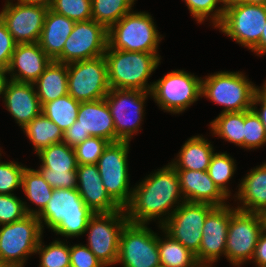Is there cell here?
Instances as JSON below:
<instances>
[{
  "mask_svg": "<svg viewBox=\"0 0 266 267\" xmlns=\"http://www.w3.org/2000/svg\"><path fill=\"white\" fill-rule=\"evenodd\" d=\"M234 159L227 153H214L207 172L215 185L227 196L230 190L226 183L232 178L235 172Z\"/></svg>",
  "mask_w": 266,
  "mask_h": 267,
  "instance_id": "35",
  "label": "cell"
},
{
  "mask_svg": "<svg viewBox=\"0 0 266 267\" xmlns=\"http://www.w3.org/2000/svg\"><path fill=\"white\" fill-rule=\"evenodd\" d=\"M151 92L110 89L105 100L110 109L115 126V142L130 141L137 133L143 115V106Z\"/></svg>",
  "mask_w": 266,
  "mask_h": 267,
  "instance_id": "15",
  "label": "cell"
},
{
  "mask_svg": "<svg viewBox=\"0 0 266 267\" xmlns=\"http://www.w3.org/2000/svg\"><path fill=\"white\" fill-rule=\"evenodd\" d=\"M262 89L260 90V88H258L255 92L251 109L257 114V116L261 120L266 132V82ZM258 103L262 105L260 110H258L256 107Z\"/></svg>",
  "mask_w": 266,
  "mask_h": 267,
  "instance_id": "47",
  "label": "cell"
},
{
  "mask_svg": "<svg viewBox=\"0 0 266 267\" xmlns=\"http://www.w3.org/2000/svg\"><path fill=\"white\" fill-rule=\"evenodd\" d=\"M252 259L258 267H266V228L259 236Z\"/></svg>",
  "mask_w": 266,
  "mask_h": 267,
  "instance_id": "48",
  "label": "cell"
},
{
  "mask_svg": "<svg viewBox=\"0 0 266 267\" xmlns=\"http://www.w3.org/2000/svg\"><path fill=\"white\" fill-rule=\"evenodd\" d=\"M22 129L34 145L36 153L52 144L63 142V130L43 113Z\"/></svg>",
  "mask_w": 266,
  "mask_h": 267,
  "instance_id": "28",
  "label": "cell"
},
{
  "mask_svg": "<svg viewBox=\"0 0 266 267\" xmlns=\"http://www.w3.org/2000/svg\"><path fill=\"white\" fill-rule=\"evenodd\" d=\"M76 176V189L94 213H111L122 209L104 188L97 164L78 165Z\"/></svg>",
  "mask_w": 266,
  "mask_h": 267,
  "instance_id": "19",
  "label": "cell"
},
{
  "mask_svg": "<svg viewBox=\"0 0 266 267\" xmlns=\"http://www.w3.org/2000/svg\"><path fill=\"white\" fill-rule=\"evenodd\" d=\"M5 4L0 18L14 41L17 44L38 42L49 6L19 2L13 4L8 0Z\"/></svg>",
  "mask_w": 266,
  "mask_h": 267,
  "instance_id": "17",
  "label": "cell"
},
{
  "mask_svg": "<svg viewBox=\"0 0 266 267\" xmlns=\"http://www.w3.org/2000/svg\"><path fill=\"white\" fill-rule=\"evenodd\" d=\"M183 201L225 206L228 198L213 182L207 171L176 170ZM225 199V200H224Z\"/></svg>",
  "mask_w": 266,
  "mask_h": 267,
  "instance_id": "21",
  "label": "cell"
},
{
  "mask_svg": "<svg viewBox=\"0 0 266 267\" xmlns=\"http://www.w3.org/2000/svg\"><path fill=\"white\" fill-rule=\"evenodd\" d=\"M95 213L86 206L78 190L53 189L45 208L37 214L41 228L43 221L53 232L62 236L77 237L85 234L90 218Z\"/></svg>",
  "mask_w": 266,
  "mask_h": 267,
  "instance_id": "2",
  "label": "cell"
},
{
  "mask_svg": "<svg viewBox=\"0 0 266 267\" xmlns=\"http://www.w3.org/2000/svg\"><path fill=\"white\" fill-rule=\"evenodd\" d=\"M22 4H39L44 6H50L52 0H17Z\"/></svg>",
  "mask_w": 266,
  "mask_h": 267,
  "instance_id": "51",
  "label": "cell"
},
{
  "mask_svg": "<svg viewBox=\"0 0 266 267\" xmlns=\"http://www.w3.org/2000/svg\"><path fill=\"white\" fill-rule=\"evenodd\" d=\"M22 189L27 198L39 209L40 213L52 197L53 188L45 181L41 174L30 168H25L22 175Z\"/></svg>",
  "mask_w": 266,
  "mask_h": 267,
  "instance_id": "33",
  "label": "cell"
},
{
  "mask_svg": "<svg viewBox=\"0 0 266 267\" xmlns=\"http://www.w3.org/2000/svg\"><path fill=\"white\" fill-rule=\"evenodd\" d=\"M74 25L73 20L48 9L38 44L52 61L62 54Z\"/></svg>",
  "mask_w": 266,
  "mask_h": 267,
  "instance_id": "24",
  "label": "cell"
},
{
  "mask_svg": "<svg viewBox=\"0 0 266 267\" xmlns=\"http://www.w3.org/2000/svg\"><path fill=\"white\" fill-rule=\"evenodd\" d=\"M108 46V29L96 21L75 22L62 54L55 60L71 63L103 56Z\"/></svg>",
  "mask_w": 266,
  "mask_h": 267,
  "instance_id": "16",
  "label": "cell"
},
{
  "mask_svg": "<svg viewBox=\"0 0 266 267\" xmlns=\"http://www.w3.org/2000/svg\"><path fill=\"white\" fill-rule=\"evenodd\" d=\"M257 55H263L266 53V24L262 31L259 45L253 50Z\"/></svg>",
  "mask_w": 266,
  "mask_h": 267,
  "instance_id": "49",
  "label": "cell"
},
{
  "mask_svg": "<svg viewBox=\"0 0 266 267\" xmlns=\"http://www.w3.org/2000/svg\"><path fill=\"white\" fill-rule=\"evenodd\" d=\"M67 87L68 94L80 102L105 98L110 86L104 55L68 63Z\"/></svg>",
  "mask_w": 266,
  "mask_h": 267,
  "instance_id": "10",
  "label": "cell"
},
{
  "mask_svg": "<svg viewBox=\"0 0 266 267\" xmlns=\"http://www.w3.org/2000/svg\"><path fill=\"white\" fill-rule=\"evenodd\" d=\"M128 223L125 209L111 213H95L89 220L88 245L93 254L106 267L116 264L121 231Z\"/></svg>",
  "mask_w": 266,
  "mask_h": 267,
  "instance_id": "12",
  "label": "cell"
},
{
  "mask_svg": "<svg viewBox=\"0 0 266 267\" xmlns=\"http://www.w3.org/2000/svg\"><path fill=\"white\" fill-rule=\"evenodd\" d=\"M6 73H8V69L0 66V95L2 94V96L5 92L7 83L9 82V80L6 79Z\"/></svg>",
  "mask_w": 266,
  "mask_h": 267,
  "instance_id": "50",
  "label": "cell"
},
{
  "mask_svg": "<svg viewBox=\"0 0 266 267\" xmlns=\"http://www.w3.org/2000/svg\"><path fill=\"white\" fill-rule=\"evenodd\" d=\"M89 137L90 135L84 134L83 130L77 125V121L63 132V142L73 148Z\"/></svg>",
  "mask_w": 266,
  "mask_h": 267,
  "instance_id": "46",
  "label": "cell"
},
{
  "mask_svg": "<svg viewBox=\"0 0 266 267\" xmlns=\"http://www.w3.org/2000/svg\"><path fill=\"white\" fill-rule=\"evenodd\" d=\"M258 87L239 72L221 71L202 79L201 96L223 105L225 112L251 110Z\"/></svg>",
  "mask_w": 266,
  "mask_h": 267,
  "instance_id": "5",
  "label": "cell"
},
{
  "mask_svg": "<svg viewBox=\"0 0 266 267\" xmlns=\"http://www.w3.org/2000/svg\"><path fill=\"white\" fill-rule=\"evenodd\" d=\"M37 171L53 189L77 188L76 171L51 172L48 168H40Z\"/></svg>",
  "mask_w": 266,
  "mask_h": 267,
  "instance_id": "43",
  "label": "cell"
},
{
  "mask_svg": "<svg viewBox=\"0 0 266 267\" xmlns=\"http://www.w3.org/2000/svg\"><path fill=\"white\" fill-rule=\"evenodd\" d=\"M235 210L236 208L225 205L215 207L207 215L202 227L200 248L195 254L201 267H210L222 254L225 255L230 216Z\"/></svg>",
  "mask_w": 266,
  "mask_h": 267,
  "instance_id": "18",
  "label": "cell"
},
{
  "mask_svg": "<svg viewBox=\"0 0 266 267\" xmlns=\"http://www.w3.org/2000/svg\"><path fill=\"white\" fill-rule=\"evenodd\" d=\"M265 24L266 5L236 0L226 4L223 19L217 28L253 52L259 45Z\"/></svg>",
  "mask_w": 266,
  "mask_h": 267,
  "instance_id": "6",
  "label": "cell"
},
{
  "mask_svg": "<svg viewBox=\"0 0 266 267\" xmlns=\"http://www.w3.org/2000/svg\"><path fill=\"white\" fill-rule=\"evenodd\" d=\"M129 141L111 142L97 162L99 174L109 196L125 208L131 200L127 156Z\"/></svg>",
  "mask_w": 266,
  "mask_h": 267,
  "instance_id": "11",
  "label": "cell"
},
{
  "mask_svg": "<svg viewBox=\"0 0 266 267\" xmlns=\"http://www.w3.org/2000/svg\"><path fill=\"white\" fill-rule=\"evenodd\" d=\"M92 20L109 29L132 9L135 0H91Z\"/></svg>",
  "mask_w": 266,
  "mask_h": 267,
  "instance_id": "34",
  "label": "cell"
},
{
  "mask_svg": "<svg viewBox=\"0 0 266 267\" xmlns=\"http://www.w3.org/2000/svg\"><path fill=\"white\" fill-rule=\"evenodd\" d=\"M151 96L162 110L180 113L201 97L202 79L175 70L152 83Z\"/></svg>",
  "mask_w": 266,
  "mask_h": 267,
  "instance_id": "9",
  "label": "cell"
},
{
  "mask_svg": "<svg viewBox=\"0 0 266 267\" xmlns=\"http://www.w3.org/2000/svg\"><path fill=\"white\" fill-rule=\"evenodd\" d=\"M0 267H23V266H17V265H1Z\"/></svg>",
  "mask_w": 266,
  "mask_h": 267,
  "instance_id": "53",
  "label": "cell"
},
{
  "mask_svg": "<svg viewBox=\"0 0 266 267\" xmlns=\"http://www.w3.org/2000/svg\"><path fill=\"white\" fill-rule=\"evenodd\" d=\"M212 144L201 136H193L184 143L171 165L176 170L207 171L214 154Z\"/></svg>",
  "mask_w": 266,
  "mask_h": 267,
  "instance_id": "27",
  "label": "cell"
},
{
  "mask_svg": "<svg viewBox=\"0 0 266 267\" xmlns=\"http://www.w3.org/2000/svg\"><path fill=\"white\" fill-rule=\"evenodd\" d=\"M68 64L52 61L39 78L36 85L41 106L68 94Z\"/></svg>",
  "mask_w": 266,
  "mask_h": 267,
  "instance_id": "26",
  "label": "cell"
},
{
  "mask_svg": "<svg viewBox=\"0 0 266 267\" xmlns=\"http://www.w3.org/2000/svg\"><path fill=\"white\" fill-rule=\"evenodd\" d=\"M245 111L225 112L210 123L213 134L244 147Z\"/></svg>",
  "mask_w": 266,
  "mask_h": 267,
  "instance_id": "31",
  "label": "cell"
},
{
  "mask_svg": "<svg viewBox=\"0 0 266 267\" xmlns=\"http://www.w3.org/2000/svg\"><path fill=\"white\" fill-rule=\"evenodd\" d=\"M239 186L235 197L243 206L236 209L266 216V163L251 169Z\"/></svg>",
  "mask_w": 266,
  "mask_h": 267,
  "instance_id": "25",
  "label": "cell"
},
{
  "mask_svg": "<svg viewBox=\"0 0 266 267\" xmlns=\"http://www.w3.org/2000/svg\"><path fill=\"white\" fill-rule=\"evenodd\" d=\"M224 1H225V3L227 4V3H229V2L236 1V0H224Z\"/></svg>",
  "mask_w": 266,
  "mask_h": 267,
  "instance_id": "54",
  "label": "cell"
},
{
  "mask_svg": "<svg viewBox=\"0 0 266 267\" xmlns=\"http://www.w3.org/2000/svg\"><path fill=\"white\" fill-rule=\"evenodd\" d=\"M164 241L158 236L160 265L165 267H201L189 249L166 232Z\"/></svg>",
  "mask_w": 266,
  "mask_h": 267,
  "instance_id": "30",
  "label": "cell"
},
{
  "mask_svg": "<svg viewBox=\"0 0 266 267\" xmlns=\"http://www.w3.org/2000/svg\"><path fill=\"white\" fill-rule=\"evenodd\" d=\"M37 155L42 161L40 168H48L51 172L76 171L78 167L74 148L64 142L52 144Z\"/></svg>",
  "mask_w": 266,
  "mask_h": 267,
  "instance_id": "29",
  "label": "cell"
},
{
  "mask_svg": "<svg viewBox=\"0 0 266 267\" xmlns=\"http://www.w3.org/2000/svg\"><path fill=\"white\" fill-rule=\"evenodd\" d=\"M80 103L67 94L45 103L42 106V113L64 132L76 121Z\"/></svg>",
  "mask_w": 266,
  "mask_h": 267,
  "instance_id": "32",
  "label": "cell"
},
{
  "mask_svg": "<svg viewBox=\"0 0 266 267\" xmlns=\"http://www.w3.org/2000/svg\"><path fill=\"white\" fill-rule=\"evenodd\" d=\"M104 57L110 89L151 91L153 84L147 85V80L160 63L157 53L124 51L107 46Z\"/></svg>",
  "mask_w": 266,
  "mask_h": 267,
  "instance_id": "3",
  "label": "cell"
},
{
  "mask_svg": "<svg viewBox=\"0 0 266 267\" xmlns=\"http://www.w3.org/2000/svg\"><path fill=\"white\" fill-rule=\"evenodd\" d=\"M3 96L7 110L21 128L42 113V106L33 83L9 80Z\"/></svg>",
  "mask_w": 266,
  "mask_h": 267,
  "instance_id": "22",
  "label": "cell"
},
{
  "mask_svg": "<svg viewBox=\"0 0 266 267\" xmlns=\"http://www.w3.org/2000/svg\"><path fill=\"white\" fill-rule=\"evenodd\" d=\"M42 228L37 215L3 224L0 228V264L24 266L26 257L36 253L42 239Z\"/></svg>",
  "mask_w": 266,
  "mask_h": 267,
  "instance_id": "7",
  "label": "cell"
},
{
  "mask_svg": "<svg viewBox=\"0 0 266 267\" xmlns=\"http://www.w3.org/2000/svg\"><path fill=\"white\" fill-rule=\"evenodd\" d=\"M266 228V216L236 209L230 216L225 256L235 266L252 260L260 234Z\"/></svg>",
  "mask_w": 266,
  "mask_h": 267,
  "instance_id": "8",
  "label": "cell"
},
{
  "mask_svg": "<svg viewBox=\"0 0 266 267\" xmlns=\"http://www.w3.org/2000/svg\"><path fill=\"white\" fill-rule=\"evenodd\" d=\"M28 214L36 215V210L29 209L14 194H0V226L21 220Z\"/></svg>",
  "mask_w": 266,
  "mask_h": 267,
  "instance_id": "38",
  "label": "cell"
},
{
  "mask_svg": "<svg viewBox=\"0 0 266 267\" xmlns=\"http://www.w3.org/2000/svg\"><path fill=\"white\" fill-rule=\"evenodd\" d=\"M70 267H105L103 263L84 245L70 247Z\"/></svg>",
  "mask_w": 266,
  "mask_h": 267,
  "instance_id": "44",
  "label": "cell"
},
{
  "mask_svg": "<svg viewBox=\"0 0 266 267\" xmlns=\"http://www.w3.org/2000/svg\"><path fill=\"white\" fill-rule=\"evenodd\" d=\"M265 143L266 132L261 120L252 109L245 111L244 148L254 149Z\"/></svg>",
  "mask_w": 266,
  "mask_h": 267,
  "instance_id": "41",
  "label": "cell"
},
{
  "mask_svg": "<svg viewBox=\"0 0 266 267\" xmlns=\"http://www.w3.org/2000/svg\"><path fill=\"white\" fill-rule=\"evenodd\" d=\"M181 195L176 169L169 164L133 188L130 203L124 208L128 222L148 224L151 219L168 214L165 219H160L159 226H162L172 214L170 208L179 203Z\"/></svg>",
  "mask_w": 266,
  "mask_h": 267,
  "instance_id": "1",
  "label": "cell"
},
{
  "mask_svg": "<svg viewBox=\"0 0 266 267\" xmlns=\"http://www.w3.org/2000/svg\"><path fill=\"white\" fill-rule=\"evenodd\" d=\"M51 62L38 42L16 44L7 68L8 73H11L10 80L34 83Z\"/></svg>",
  "mask_w": 266,
  "mask_h": 267,
  "instance_id": "20",
  "label": "cell"
},
{
  "mask_svg": "<svg viewBox=\"0 0 266 267\" xmlns=\"http://www.w3.org/2000/svg\"><path fill=\"white\" fill-rule=\"evenodd\" d=\"M109 143L103 138L90 136L76 145L74 151L78 165L97 164L98 159Z\"/></svg>",
  "mask_w": 266,
  "mask_h": 267,
  "instance_id": "40",
  "label": "cell"
},
{
  "mask_svg": "<svg viewBox=\"0 0 266 267\" xmlns=\"http://www.w3.org/2000/svg\"><path fill=\"white\" fill-rule=\"evenodd\" d=\"M49 8L74 22L92 19L91 0H52Z\"/></svg>",
  "mask_w": 266,
  "mask_h": 267,
  "instance_id": "37",
  "label": "cell"
},
{
  "mask_svg": "<svg viewBox=\"0 0 266 267\" xmlns=\"http://www.w3.org/2000/svg\"><path fill=\"white\" fill-rule=\"evenodd\" d=\"M181 202L171 211L172 214L161 228L196 254L200 248L205 219L215 206L207 203Z\"/></svg>",
  "mask_w": 266,
  "mask_h": 267,
  "instance_id": "14",
  "label": "cell"
},
{
  "mask_svg": "<svg viewBox=\"0 0 266 267\" xmlns=\"http://www.w3.org/2000/svg\"><path fill=\"white\" fill-rule=\"evenodd\" d=\"M35 252L41 256L40 267H70V247L62 241L55 240L45 246L40 239Z\"/></svg>",
  "mask_w": 266,
  "mask_h": 267,
  "instance_id": "36",
  "label": "cell"
},
{
  "mask_svg": "<svg viewBox=\"0 0 266 267\" xmlns=\"http://www.w3.org/2000/svg\"><path fill=\"white\" fill-rule=\"evenodd\" d=\"M152 17L145 12H129L108 29L112 49L157 53L160 39Z\"/></svg>",
  "mask_w": 266,
  "mask_h": 267,
  "instance_id": "4",
  "label": "cell"
},
{
  "mask_svg": "<svg viewBox=\"0 0 266 267\" xmlns=\"http://www.w3.org/2000/svg\"><path fill=\"white\" fill-rule=\"evenodd\" d=\"M123 267H158V236L145 224L127 223L121 231L116 263Z\"/></svg>",
  "mask_w": 266,
  "mask_h": 267,
  "instance_id": "13",
  "label": "cell"
},
{
  "mask_svg": "<svg viewBox=\"0 0 266 267\" xmlns=\"http://www.w3.org/2000/svg\"><path fill=\"white\" fill-rule=\"evenodd\" d=\"M247 4L266 5V0H238Z\"/></svg>",
  "mask_w": 266,
  "mask_h": 267,
  "instance_id": "52",
  "label": "cell"
},
{
  "mask_svg": "<svg viewBox=\"0 0 266 267\" xmlns=\"http://www.w3.org/2000/svg\"><path fill=\"white\" fill-rule=\"evenodd\" d=\"M188 10L193 15L194 18L198 21V23H201L202 21L207 19V17L212 13L218 3H222V8L216 9L210 17L212 19V23L215 27H217L224 16L226 3L224 0H184ZM224 4V5H223Z\"/></svg>",
  "mask_w": 266,
  "mask_h": 267,
  "instance_id": "39",
  "label": "cell"
},
{
  "mask_svg": "<svg viewBox=\"0 0 266 267\" xmlns=\"http://www.w3.org/2000/svg\"><path fill=\"white\" fill-rule=\"evenodd\" d=\"M16 42L0 18V66L8 68Z\"/></svg>",
  "mask_w": 266,
  "mask_h": 267,
  "instance_id": "45",
  "label": "cell"
},
{
  "mask_svg": "<svg viewBox=\"0 0 266 267\" xmlns=\"http://www.w3.org/2000/svg\"><path fill=\"white\" fill-rule=\"evenodd\" d=\"M25 168L13 161L0 162V194H13L11 192L14 189L22 187V175Z\"/></svg>",
  "mask_w": 266,
  "mask_h": 267,
  "instance_id": "42",
  "label": "cell"
},
{
  "mask_svg": "<svg viewBox=\"0 0 266 267\" xmlns=\"http://www.w3.org/2000/svg\"><path fill=\"white\" fill-rule=\"evenodd\" d=\"M84 134L115 142V126L105 98L81 102L76 118Z\"/></svg>",
  "mask_w": 266,
  "mask_h": 267,
  "instance_id": "23",
  "label": "cell"
}]
</instances>
